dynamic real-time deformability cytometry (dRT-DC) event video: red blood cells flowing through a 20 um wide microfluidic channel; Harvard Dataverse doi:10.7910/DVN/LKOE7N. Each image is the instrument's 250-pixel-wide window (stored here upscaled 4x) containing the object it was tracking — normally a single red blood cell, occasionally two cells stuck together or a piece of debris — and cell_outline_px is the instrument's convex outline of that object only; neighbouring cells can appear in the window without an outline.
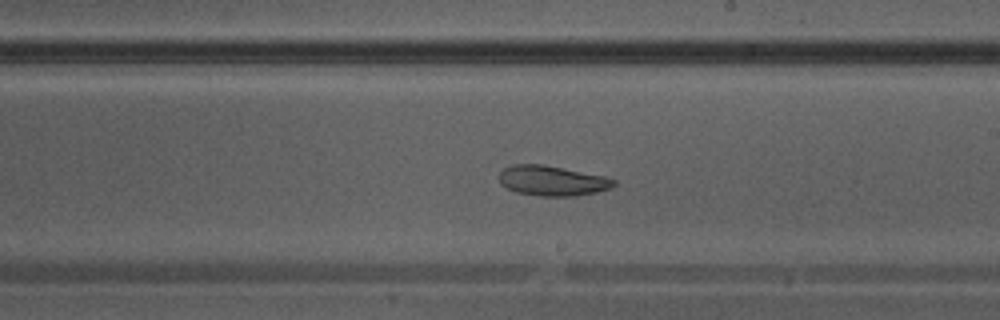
{"species": "Egyptian fruit bat (a non-hibernating species)", "species_latin": "Rousettus aegyptiacus", "temperature_condition": "warm", "stored_images_in_passage": 15, "camera_frame_rate_fps": 3000, "um_per_image_px": 0.085, "animal": {"sex": "male"}, "frame": {"image": 1, "passage_image": 13, "time_ms": 4.0, "image_size_px": [1000, 320], "cell_outline_px": [[616, 184], [612, 188], [596, 192], [576, 196], [540, 196], [516, 192], [500, 184], [500, 172], [504, 168], [512, 164], [540, 164], [604, 176], [616, 180]], "centroid_in_image_um": [46.94, 15.37], "position_along_channel_um": 242.1, "area_um2": 20.0}}